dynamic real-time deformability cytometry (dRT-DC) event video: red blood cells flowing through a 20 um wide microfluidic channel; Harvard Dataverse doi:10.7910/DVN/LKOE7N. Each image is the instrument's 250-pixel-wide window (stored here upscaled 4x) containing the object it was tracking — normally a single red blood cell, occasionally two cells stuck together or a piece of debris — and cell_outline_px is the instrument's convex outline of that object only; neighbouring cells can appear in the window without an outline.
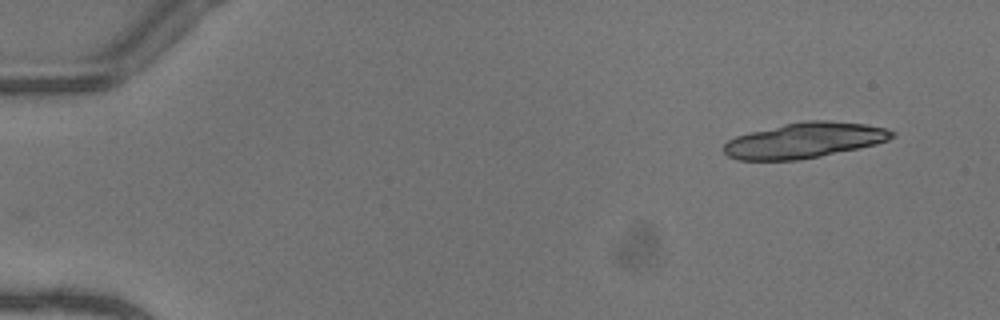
{"species": "common noctule bat (a hibernating species)", "species_latin": "Nyctalus noctula", "temperature_condition": "warm", "stored_images_in_passage": 16, "camera_frame_rate_fps": 3000, "um_per_image_px": 0.085, "animal": {"sex": "female"}, "frame": {"image": 1, "passage_image": 1, "time_ms": 0.0, "image_size_px": [1000, 320], "cell_outline_px": [[896, 136], [888, 140], [876, 144], [820, 156], [796, 160], [736, 160], [728, 156], [724, 152], [724, 144], [728, 140], [736, 136], [784, 124], [804, 120], [828, 120], [864, 124], [888, 128], [896, 132]], "centroid_in_image_um": [68.41, 11.92], "position_along_channel_um": 16.6, "area_um2": 34.62}}